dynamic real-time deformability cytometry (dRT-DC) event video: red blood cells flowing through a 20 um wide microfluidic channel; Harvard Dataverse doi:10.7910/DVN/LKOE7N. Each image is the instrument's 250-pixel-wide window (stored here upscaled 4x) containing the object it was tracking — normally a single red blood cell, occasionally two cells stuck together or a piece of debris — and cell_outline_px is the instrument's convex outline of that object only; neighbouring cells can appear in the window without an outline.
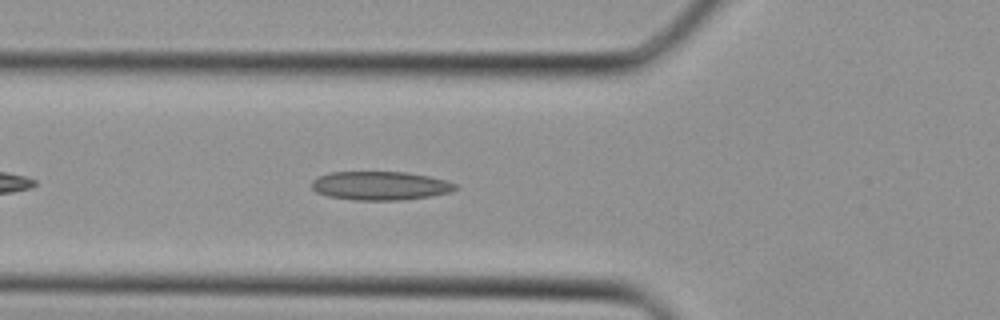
{"species": "Egyptian fruit bat (a non-hibernating species)", "species_latin": "Rousettus aegyptiacus", "temperature_condition": "cold", "stored_images_in_passage": 27, "camera_frame_rate_fps": 3000, "um_per_image_px": 0.085, "animal": {"sex": "female"}, "frame": {"image": 1, "passage_image": 4, "time_ms": 1.0, "image_size_px": [1000, 320], "cell_outline_px": [[460, 188], [448, 192], [432, 196], [400, 200], [356, 200], [328, 196], [316, 192], [312, 188], [312, 180], [316, 176], [332, 172], [408, 172], [448, 180], [456, 184]], "centroid_in_image_um": [32.33, 15.78], "position_along_channel_um": 93.5, "area_um2": 24.16}}
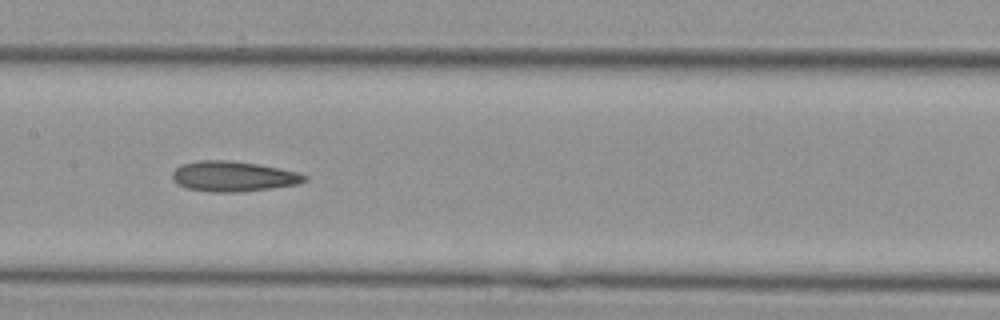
{"frame": {"image": 2, "passage_image": 9, "time_ms": 2.667, "image_size_px": [1000, 320], "cell_outline_px": [[308, 180], [296, 184], [268, 188], [236, 192], [208, 192], [188, 188], [180, 184], [172, 176], [172, 172], [176, 168], [184, 164], [200, 160], [228, 160], [256, 164], [296, 172], [308, 176]], "centroid_in_image_um": [19.82, 14.99], "position_along_channel_um": 187.6, "area_um2": 22.77}}
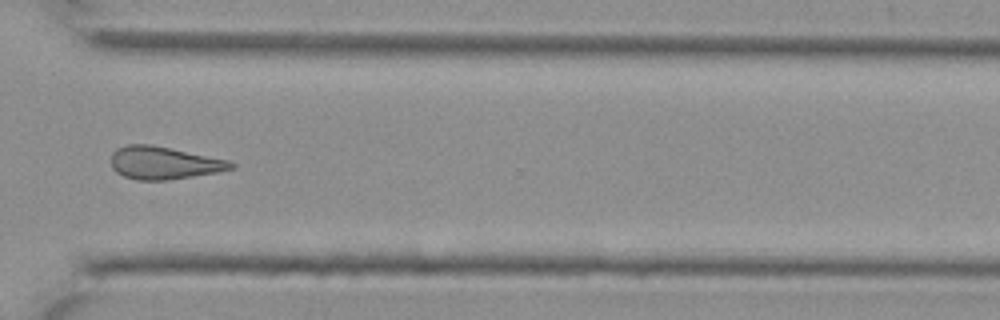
{"frame": {"image": 3, "passage_image": 18, "time_ms": 5.667, "image_size_px": [1000, 320], "cell_outline_px": [[236, 168], [216, 172], [168, 180], [136, 180], [124, 176], [116, 172], [112, 168], [112, 152], [116, 148], [128, 144], [152, 144], [228, 160], [236, 164]], "centroid_in_image_um": [13.92, 13.84], "position_along_channel_um": 356.7, "area_um2": 22.83}}